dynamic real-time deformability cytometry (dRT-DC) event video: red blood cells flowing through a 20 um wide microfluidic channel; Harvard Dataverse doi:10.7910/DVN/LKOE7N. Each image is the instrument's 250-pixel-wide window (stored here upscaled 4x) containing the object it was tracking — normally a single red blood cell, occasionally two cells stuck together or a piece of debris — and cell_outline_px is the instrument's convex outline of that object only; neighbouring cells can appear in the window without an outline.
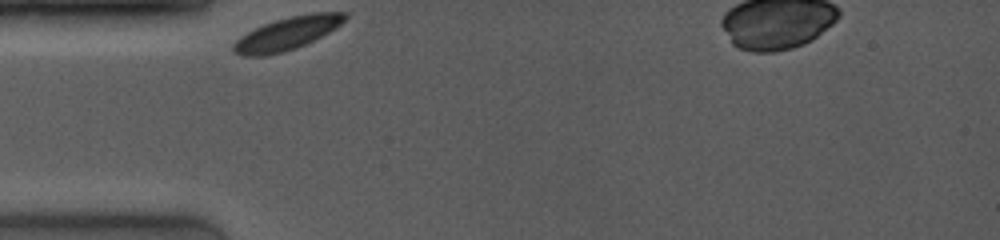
{"species": "common noctule bat (a hibernating species)", "species_latin": "Nyctalus noctula", "temperature_condition": "room temperature", "stored_images_in_passage": 12, "camera_frame_rate_fps": 4000, "um_per_image_px": 0.085, "animal": {"sex": "female", "body_mass_g": 19.0, "forearm_length_mm": 53.3}, "frame": {"image": 1, "passage_image": 1, "time_ms": 0.0, "image_size_px": [1000, 240], "cell_outline_px": [[348, 16], [340, 24], [328, 32], [296, 48], [284, 52], [264, 56], [244, 56], [232, 52], [232, 44], [240, 36], [264, 24], [288, 16], [312, 12], [348, 12]], "centroid_in_image_um": [24.38, 2.84], "position_along_channel_um": 60.6, "area_um2": 21.21}}
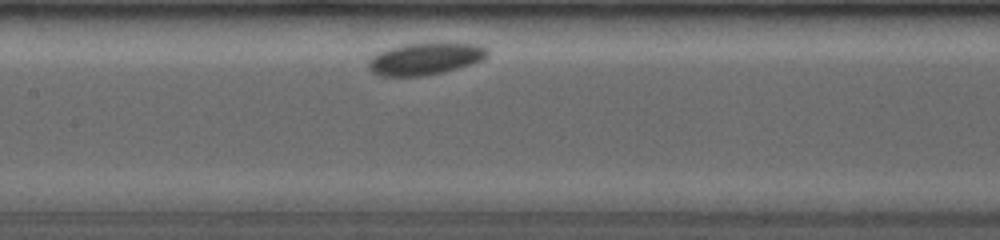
{"frame": {"image": 2, "passage_image": 12, "time_ms": 3.25, "image_size_px": [1000, 240], "cell_outline_px": [[488, 56], [480, 60], [460, 68], [444, 72], [424, 76], [376, 76], [368, 68], [368, 60], [376, 52], [388, 48], [404, 44], [476, 44], [488, 48]], "centroid_in_image_um": [36.08, 5.02], "position_along_channel_um": 171.3, "area_um2": 22.14}}